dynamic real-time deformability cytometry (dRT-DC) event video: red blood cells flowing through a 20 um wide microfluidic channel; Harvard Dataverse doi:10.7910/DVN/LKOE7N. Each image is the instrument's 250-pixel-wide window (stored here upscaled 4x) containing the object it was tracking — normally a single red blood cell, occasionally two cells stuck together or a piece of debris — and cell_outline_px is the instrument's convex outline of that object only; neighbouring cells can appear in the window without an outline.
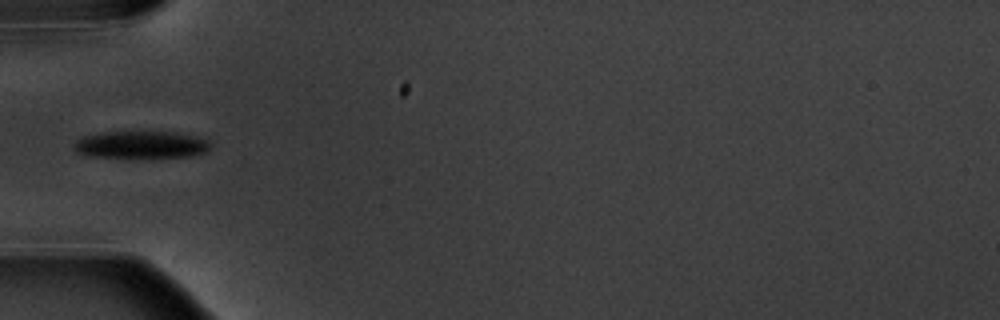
{"species": "common noctule bat (a hibernating species)", "species_latin": "Nyctalus noctula", "temperature_condition": "warm", "stored_images_in_passage": 6, "camera_frame_rate_fps": 3000, "um_per_image_px": 0.085, "animal": {"sex": "male", "body_mass_g": 20.1, "forearm_length_mm": 53.5}, "frame": {"image": 1, "passage_image": 6, "time_ms": 5.667, "image_size_px": [1000, 320], "cell_outline_px": [[212, 148], [208, 152], [192, 156], [152, 160], [128, 160], [88, 156], [76, 152], [72, 148], [72, 144], [80, 136], [104, 132], [176, 132], [196, 136], [208, 140], [212, 144]], "centroid_in_image_um": [11.99, 12.37], "position_along_channel_um": 73.0, "area_um2": 23.47}}